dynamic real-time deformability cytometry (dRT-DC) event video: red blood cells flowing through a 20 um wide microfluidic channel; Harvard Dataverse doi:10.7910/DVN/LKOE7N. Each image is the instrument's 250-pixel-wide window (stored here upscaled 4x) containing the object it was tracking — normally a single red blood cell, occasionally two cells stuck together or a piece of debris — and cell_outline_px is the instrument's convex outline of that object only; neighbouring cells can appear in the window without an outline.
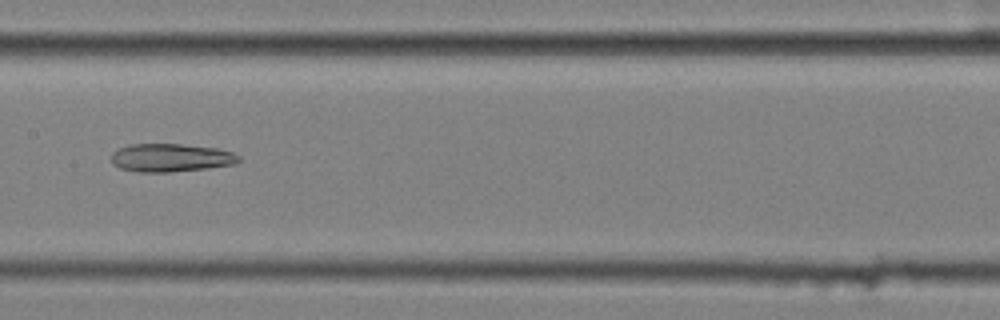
{"species": "common noctule bat (a hibernating species)", "species_latin": "Nyctalus noctula", "temperature_condition": "cold", "stored_images_in_passage": 9, "camera_frame_rate_fps": 3000, "um_per_image_px": 0.085, "animal": {"sex": "female", "body_mass_g": 25.1}, "frame": {"image": 1, "passage_image": 8, "time_ms": 2.333, "image_size_px": [1000, 320], "cell_outline_px": [[240, 160], [236, 164], [208, 168], [172, 172], [140, 172], [120, 168], [112, 164], [112, 152], [120, 148], [132, 144], [180, 144], [216, 148], [232, 152], [240, 156]], "centroid_in_image_um": [14.54, 13.41], "position_along_channel_um": 192.9, "area_um2": 20.92}}
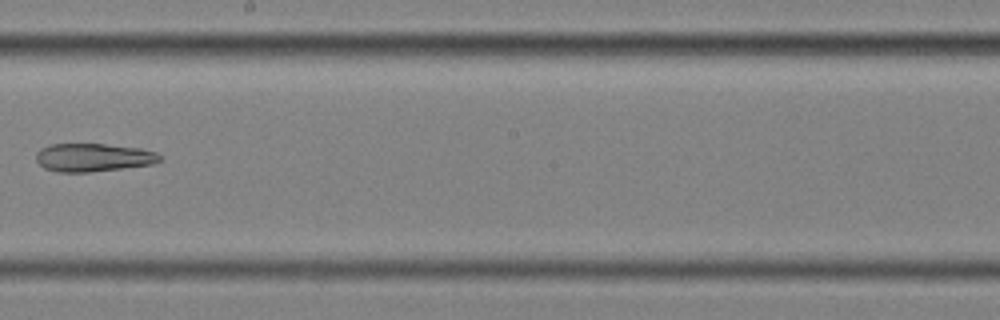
{"frame": {"image": 2, "passage_image": 9, "time_ms": 2.667, "image_size_px": [1000, 320], "cell_outline_px": [[164, 160], [152, 164], [88, 172], [56, 172], [44, 168], [36, 160], [36, 152], [40, 148], [52, 144], [104, 144], [140, 148], [156, 152]], "centroid_in_image_um": [7.91, 13.38], "position_along_channel_um": 240.3, "area_um2": 20.29}}